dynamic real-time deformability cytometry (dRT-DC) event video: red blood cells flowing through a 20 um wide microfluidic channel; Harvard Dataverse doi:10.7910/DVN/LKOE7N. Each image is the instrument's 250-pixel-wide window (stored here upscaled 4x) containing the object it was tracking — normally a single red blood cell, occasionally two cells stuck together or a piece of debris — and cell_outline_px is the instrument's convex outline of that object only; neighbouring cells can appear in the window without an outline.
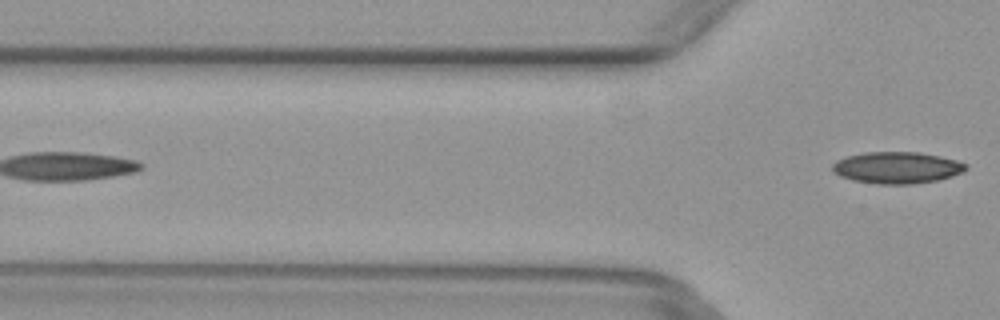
{"species": "common noctule bat (a hibernating species)", "species_latin": "Nyctalus noctula", "temperature_condition": "warm", "stored_images_in_passage": 4, "camera_frame_rate_fps": 3000, "um_per_image_px": 0.085, "animal": {"sex": "female", "body_mass_g": 29.2, "forearm_length_mm": 56.3}, "frame": {"image": 1, "passage_image": 4, "time_ms": 1.0, "image_size_px": [1000, 320], "cell_outline_px": [[968, 168], [964, 172], [952, 176], [936, 180], [912, 184], [876, 184], [852, 180], [840, 176], [832, 172], [832, 164], [836, 160], [848, 156], [864, 152], [920, 152], [940, 156], [956, 160], [968, 164]], "centroid_in_image_um": [76.24, 14.25], "position_along_channel_um": 49.6, "area_um2": 24.8}}